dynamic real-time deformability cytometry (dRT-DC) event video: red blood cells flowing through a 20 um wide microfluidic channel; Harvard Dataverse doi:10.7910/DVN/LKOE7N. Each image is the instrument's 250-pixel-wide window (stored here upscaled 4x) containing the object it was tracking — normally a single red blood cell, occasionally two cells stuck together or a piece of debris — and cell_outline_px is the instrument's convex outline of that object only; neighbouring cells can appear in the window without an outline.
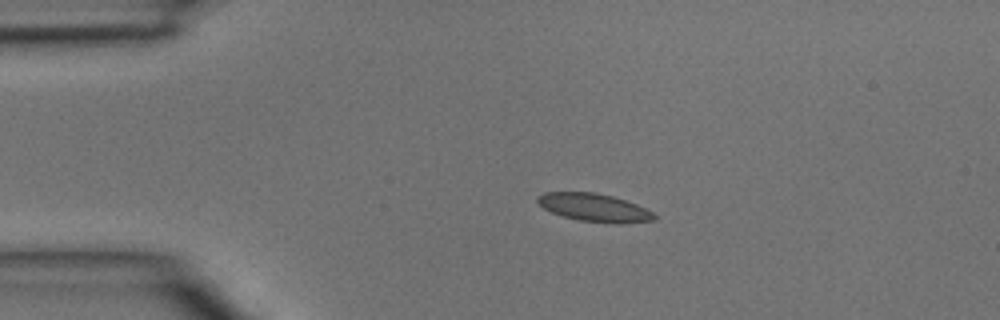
{"species": "common noctule bat (a hibernating species)", "species_latin": "Nyctalus noctula", "temperature_condition": "room temperature", "stored_images_in_passage": 3, "camera_frame_rate_fps": 3000, "um_per_image_px": 0.085, "animal": {"sex": "male", "body_mass_g": 15.6}, "frame": {"image": 1, "passage_image": 1, "time_ms": 0.0, "image_size_px": [1000, 320], "cell_outline_px": [[656, 220], [620, 224], [616, 224], [580, 220], [564, 216], [552, 212], [544, 208], [536, 200], [544, 192], [596, 192], [612, 196], [636, 204], [652, 212], [656, 216]], "centroid_in_image_um": [50.54, 17.65], "position_along_channel_um": 34.5, "area_um2": 18.84}}